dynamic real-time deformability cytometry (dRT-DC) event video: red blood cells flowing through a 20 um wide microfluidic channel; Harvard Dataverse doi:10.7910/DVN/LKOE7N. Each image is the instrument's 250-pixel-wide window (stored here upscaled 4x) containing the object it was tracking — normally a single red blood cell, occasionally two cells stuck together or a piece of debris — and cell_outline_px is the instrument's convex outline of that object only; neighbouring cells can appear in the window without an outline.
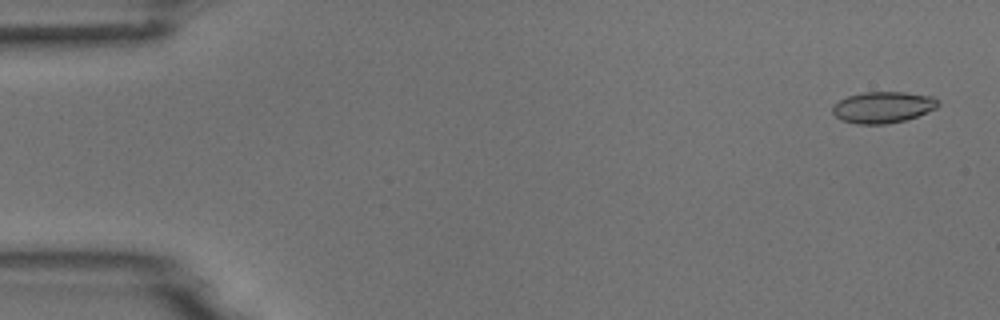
{"species": "common noctule bat (a hibernating species)", "species_latin": "Nyctalus noctula", "temperature_condition": "room temperature", "stored_images_in_passage": 4, "camera_frame_rate_fps": 3000, "um_per_image_px": 0.085, "animal": {"sex": "male", "body_mass_g": 18.8}, "frame": {"image": 1, "passage_image": 1, "time_ms": 0.0, "image_size_px": [1000, 320], "cell_outline_px": [[940, 104], [936, 108], [916, 116], [904, 120], [884, 124], [856, 124], [840, 120], [832, 112], [832, 104], [848, 96], [864, 92], [904, 92], [932, 96]], "centroid_in_image_um": [75.01, 9.11], "position_along_channel_um": 10.0, "area_um2": 19.19}}